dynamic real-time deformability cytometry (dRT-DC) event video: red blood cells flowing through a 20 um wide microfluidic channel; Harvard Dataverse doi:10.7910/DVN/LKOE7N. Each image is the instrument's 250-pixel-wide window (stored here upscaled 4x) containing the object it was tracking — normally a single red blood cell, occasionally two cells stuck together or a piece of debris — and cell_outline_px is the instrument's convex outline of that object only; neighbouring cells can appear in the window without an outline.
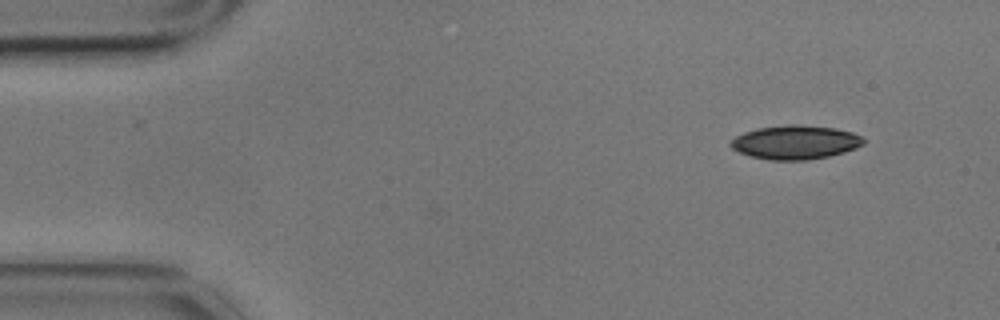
{"species": "common noctule bat (a hibernating species)", "species_latin": "Nyctalus noctula", "temperature_condition": "cold", "stored_images_in_passage": 2, "camera_frame_rate_fps": 3000, "um_per_image_px": 0.085, "animal": {"sex": "male", "body_mass_g": 17.9}, "frame": {"image": 1, "passage_image": 2, "time_ms": 0.333, "image_size_px": [1000, 320], "cell_outline_px": [[864, 144], [856, 148], [844, 152], [828, 156], [804, 160], [772, 160], [752, 156], [740, 152], [732, 148], [728, 144], [736, 136], [744, 132], [756, 128], [788, 124], [800, 124], [836, 128], [852, 132], [864, 136]], "centroid_in_image_um": [67.63, 12.08], "position_along_channel_um": 17.4, "area_um2": 26.3}}